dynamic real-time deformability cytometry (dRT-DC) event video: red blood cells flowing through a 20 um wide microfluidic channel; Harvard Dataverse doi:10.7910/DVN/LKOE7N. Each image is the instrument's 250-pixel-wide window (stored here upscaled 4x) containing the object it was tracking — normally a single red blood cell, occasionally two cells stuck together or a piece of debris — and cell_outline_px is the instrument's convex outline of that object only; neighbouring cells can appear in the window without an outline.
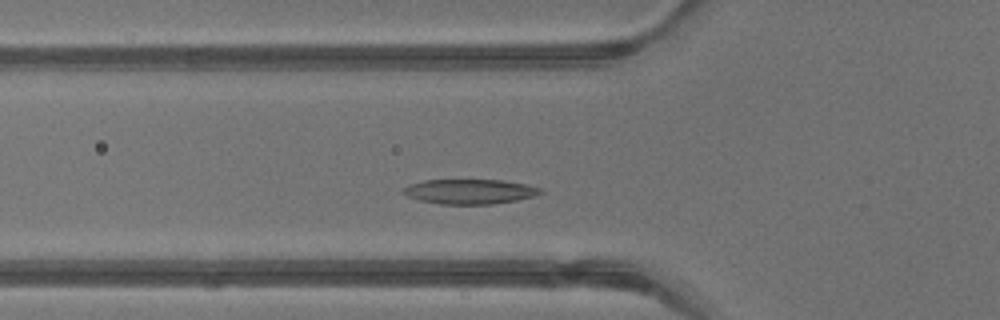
{"species": "common noctule bat (a hibernating species)", "species_latin": "Nyctalus noctula", "temperature_condition": "warm", "stored_images_in_passage": 37, "camera_frame_rate_fps": 3000, "um_per_image_px": 0.085, "animal": {"sex": "male", "body_mass_g": 13.3}, "frame": {"image": 1, "passage_image": 9, "time_ms": 2.667, "image_size_px": [1000, 320], "cell_outline_px": [[544, 192], [536, 196], [516, 200], [492, 204], [440, 204], [420, 200], [408, 196], [400, 192], [400, 188], [408, 184], [424, 180], [504, 180], [524, 184], [540, 188]], "centroid_in_image_um": [39.89, 16.28], "position_along_channel_um": 85.9, "area_um2": 19.94}}
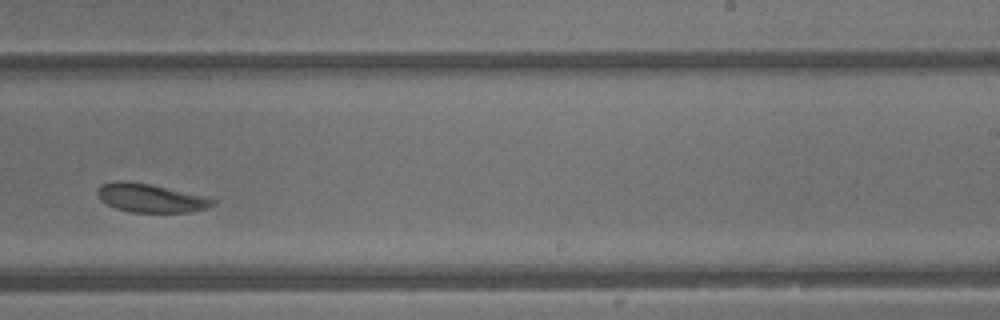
{"frame": {"image": 2, "passage_image": 21, "time_ms": 6.667, "image_size_px": [1000, 320], "cell_outline_px": [[216, 204], [208, 208], [188, 212], [132, 212], [116, 208], [100, 200], [96, 196], [96, 192], [100, 184], [116, 180], [124, 180], [152, 184], [216, 200]], "centroid_in_image_um": [12.73, 16.82], "position_along_channel_um": 276.3, "area_um2": 19.13}}
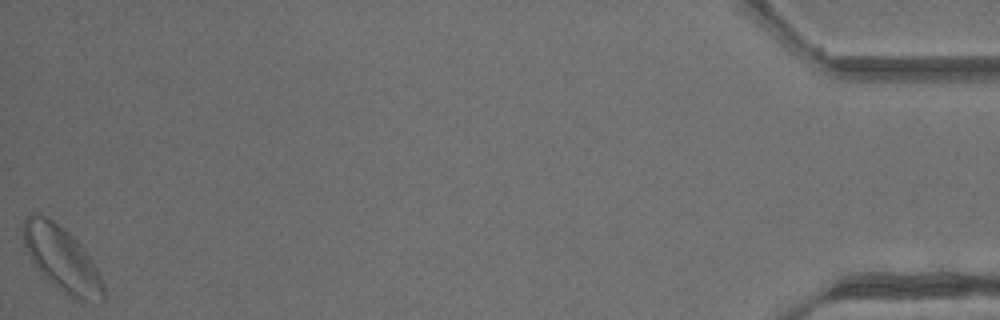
{"frame": {"image": 3, "passage_image": 37, "time_ms": 12.0, "image_size_px": [1000, 320], "cell_outline_px": [[104, 300], [84, 300], [72, 296], [64, 292], [32, 260], [24, 244], [24, 220], [28, 216], [36, 212], [52, 220], [68, 232], [84, 248], [92, 260], [104, 284]], "centroid_in_image_um": [5.29, 21.96], "position_along_channel_um": 429.9, "area_um2": 28.78}, "authors_computed_cell_mechanics": {"area_um2": 20.1144, "velocity_mm_per_s": 4.7604, "shape_relaxation_time_tau1_ms": 2.0625, "shape_relaxation_time_tau2_ms": 1.1959, "deformation_change_tau1": 0.09, "deformation_change_tau2": 0.0558}}